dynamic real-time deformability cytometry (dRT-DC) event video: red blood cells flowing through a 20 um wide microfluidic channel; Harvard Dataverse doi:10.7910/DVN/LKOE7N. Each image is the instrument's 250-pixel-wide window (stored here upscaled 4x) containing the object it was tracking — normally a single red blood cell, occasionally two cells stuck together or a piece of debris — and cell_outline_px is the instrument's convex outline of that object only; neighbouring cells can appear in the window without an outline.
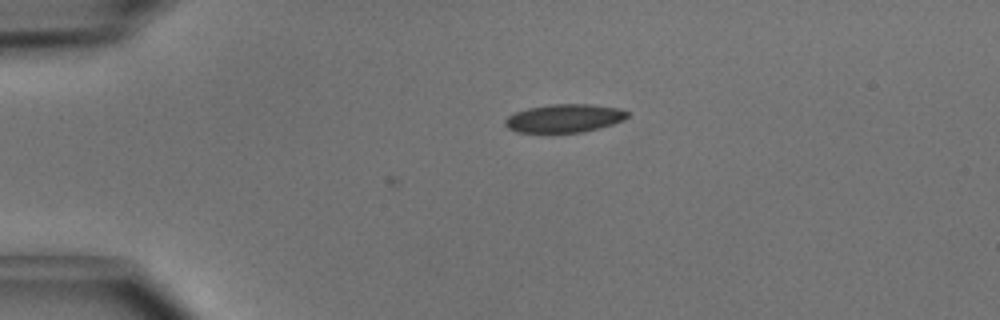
{"species": "common noctule bat (a hibernating species)", "species_latin": "Nyctalus noctula", "temperature_condition": "cold", "stored_images_in_passage": 3, "camera_frame_rate_fps": 3000, "um_per_image_px": 0.085, "animal": {"sex": "male", "body_mass_g": 15.6}, "frame": {"image": 1, "passage_image": 1, "time_ms": 0.0, "image_size_px": [1000, 320], "cell_outline_px": [[628, 116], [624, 120], [600, 128], [584, 132], [516, 132], [508, 128], [504, 124], [504, 120], [508, 116], [516, 112], [528, 108], [548, 104], [592, 104], [616, 108], [628, 112]], "centroid_in_image_um": [47.95, 10.05], "position_along_channel_um": 37.0, "area_um2": 20.11}}